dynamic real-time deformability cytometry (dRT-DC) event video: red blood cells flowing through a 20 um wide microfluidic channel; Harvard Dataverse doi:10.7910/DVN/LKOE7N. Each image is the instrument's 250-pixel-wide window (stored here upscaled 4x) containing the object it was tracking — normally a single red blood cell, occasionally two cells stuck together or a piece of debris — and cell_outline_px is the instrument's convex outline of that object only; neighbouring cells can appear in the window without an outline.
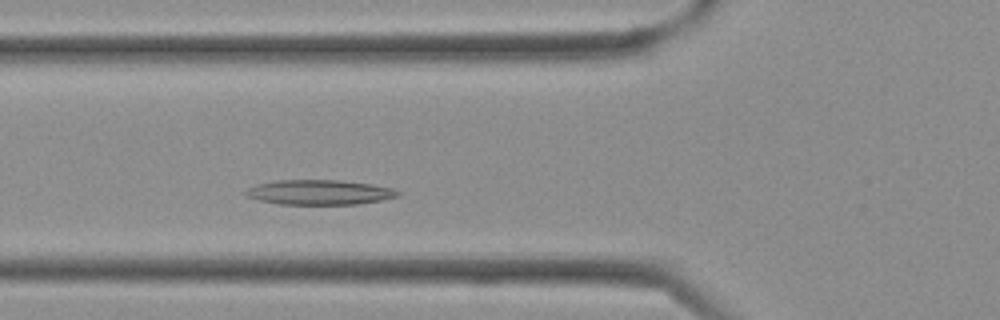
{"species": "Egyptian fruit bat (a non-hibernating species)", "species_latin": "Rousettus aegyptiacus", "temperature_condition": "cold", "stored_images_in_passage": 31, "segment_of_instrument_passage": [1, 2], "camera_frame_rate_fps": 3000, "um_per_image_px": 0.085, "frame": {"image": 1, "passage_image": 5, "time_ms": 1.333, "image_size_px": [1000, 320], "cell_outline_px": [[400, 196], [380, 200], [356, 204], [280, 204], [260, 200], [244, 196], [244, 192], [248, 188], [256, 184], [276, 180], [340, 180], [372, 184], [392, 188], [400, 192]], "centroid_in_image_um": [27.13, 16.34], "position_along_channel_um": 98.7, "area_um2": 22.02}}
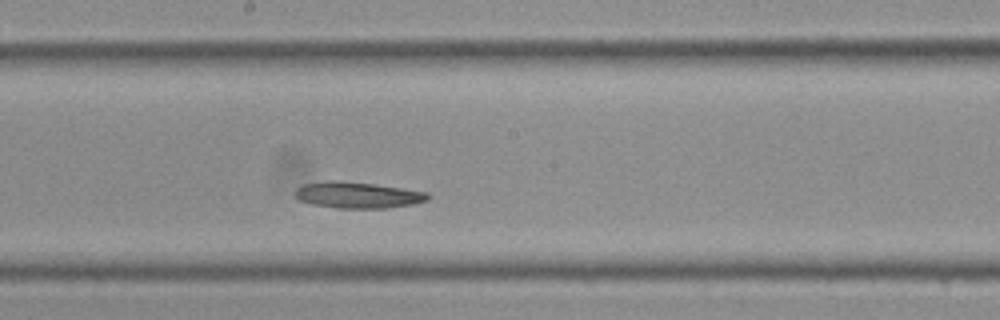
{"frame": {"image": 2, "passage_image": 12, "time_ms": 3.667, "image_size_px": [1000, 320], "cell_outline_px": [[432, 196], [428, 200], [412, 204], [388, 208], [336, 208], [312, 204], [300, 200], [292, 192], [296, 188], [304, 184], [328, 180], [340, 180], [376, 184], [428, 192]], "centroid_in_image_um": [30.4, 16.57], "position_along_channel_um": 217.8, "area_um2": 20.52}}
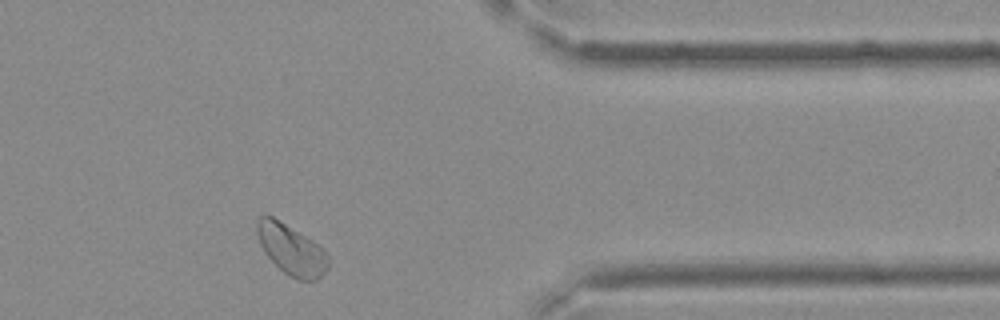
{"frame": {"image": 3, "passage_image": 23, "time_ms": 7.333, "image_size_px": [1000, 320], "cell_outline_px": [[328, 268], [316, 280], [296, 280], [288, 276], [264, 252], [260, 244], [256, 228], [256, 220], [264, 212], [272, 216], [312, 240], [324, 248], [328, 256]], "centroid_in_image_um": [24.75, 21.2], "position_along_channel_um": 386.7, "area_um2": 20.87}}